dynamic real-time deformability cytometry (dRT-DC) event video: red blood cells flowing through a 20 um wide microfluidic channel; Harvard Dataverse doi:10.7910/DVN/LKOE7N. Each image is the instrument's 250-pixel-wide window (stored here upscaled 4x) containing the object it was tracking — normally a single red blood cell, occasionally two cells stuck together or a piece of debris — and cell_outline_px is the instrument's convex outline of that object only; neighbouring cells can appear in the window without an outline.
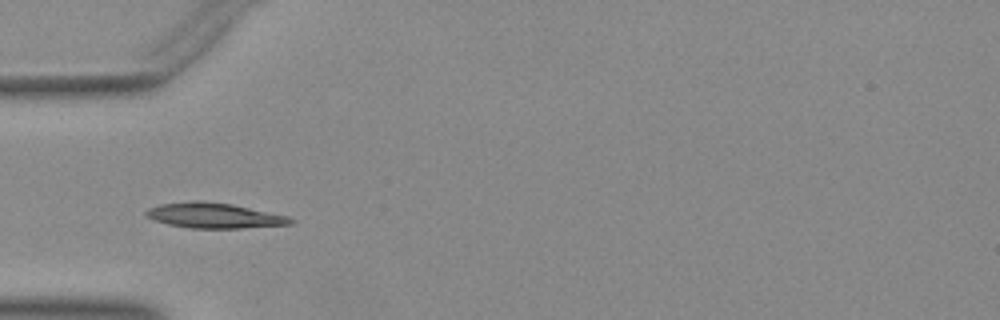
{"species": "Egyptian fruit bat (a non-hibernating species)", "species_latin": "Rousettus aegyptiacus", "temperature_condition": "warm", "stored_images_in_passage": 16, "camera_frame_rate_fps": 3000, "um_per_image_px": 0.085, "animal": {"sex": "female"}, "frame": {"image": 1, "passage_image": 1, "time_ms": 0.0, "image_size_px": [1000, 320], "cell_outline_px": [[296, 220], [292, 224], [244, 228], [192, 228], [168, 224], [144, 216], [144, 212], [148, 208], [160, 204], [192, 200], [200, 200], [232, 204], [288, 216]], "centroid_in_image_um": [18.2, 18.31], "position_along_channel_um": 66.8, "area_um2": 21.33}}
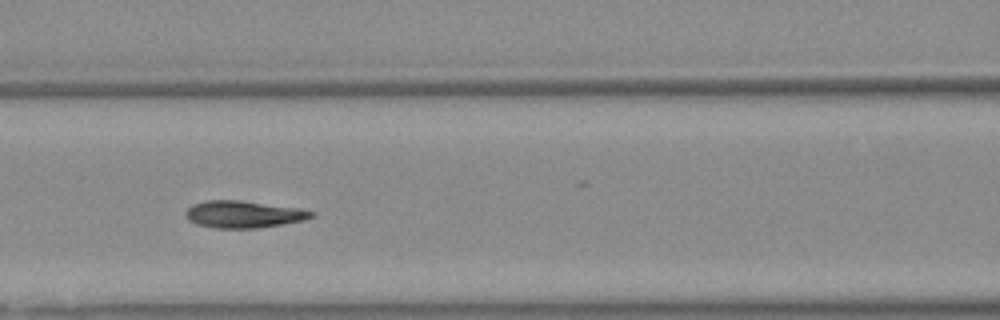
{"frame": {"image": 2, "passage_image": 7, "time_ms": 2.0, "image_size_px": [1000, 320], "cell_outline_px": [[316, 212], [312, 216], [304, 220], [284, 224], [256, 228], [212, 228], [196, 224], [188, 220], [184, 212], [192, 204], [208, 200], [240, 200], [300, 208]], "centroid_in_image_um": [20.68, 18.21], "position_along_channel_um": 145.9, "area_um2": 19.94}}
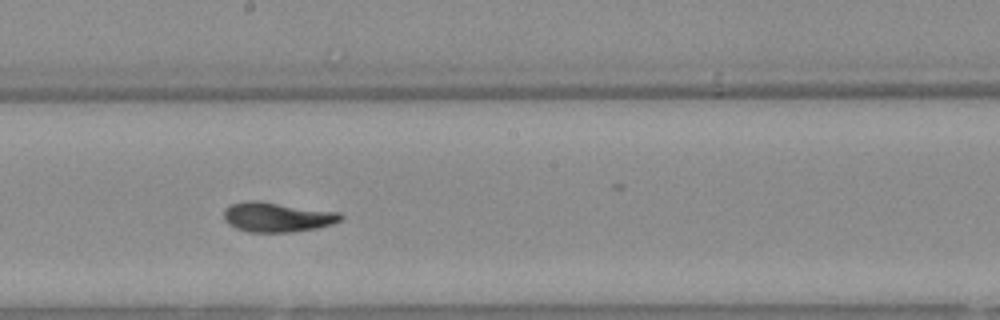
{"frame": {"image": 3, "passage_image": 13, "time_ms": 4.0, "image_size_px": [1000, 320], "cell_outline_px": [[344, 216], [340, 220], [332, 224], [316, 228], [292, 232], [248, 232], [236, 228], [228, 224], [224, 220], [224, 208], [232, 204], [248, 200], [260, 200], [340, 212]], "centroid_in_image_um": [23.55, 18.44], "position_along_channel_um": 224.7, "area_um2": 20.46}}